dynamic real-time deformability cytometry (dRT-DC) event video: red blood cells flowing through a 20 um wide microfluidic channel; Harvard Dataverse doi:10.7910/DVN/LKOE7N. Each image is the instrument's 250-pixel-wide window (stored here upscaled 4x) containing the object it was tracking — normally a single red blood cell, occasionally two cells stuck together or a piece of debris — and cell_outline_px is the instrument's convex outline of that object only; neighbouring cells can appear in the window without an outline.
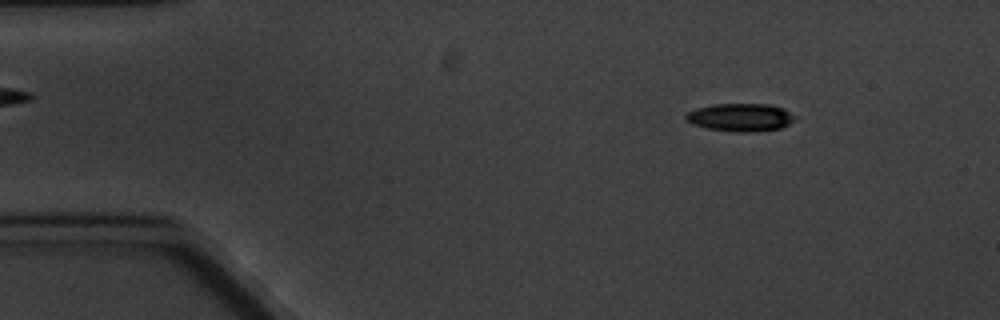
{"species": "common noctule bat (a hibernating species)", "species_latin": "Nyctalus noctula", "temperature_condition": "cold", "stored_images_in_passage": 4, "camera_frame_rate_fps": 3000, "um_per_image_px": 0.085, "animal": {"sex": "male", "body_mass_g": 20.1, "forearm_length_mm": 53.5}, "frame": {"image": 1, "passage_image": 2, "time_ms": 1.333, "image_size_px": [1000, 320], "cell_outline_px": [[796, 116], [788, 124], [780, 128], [756, 132], [736, 132], [708, 128], [692, 124], [684, 116], [688, 112], [696, 108], [712, 104], [768, 104], [784, 108]], "centroid_in_image_um": [62.94, 9.97], "position_along_channel_um": 22.1, "area_um2": 17.69}}